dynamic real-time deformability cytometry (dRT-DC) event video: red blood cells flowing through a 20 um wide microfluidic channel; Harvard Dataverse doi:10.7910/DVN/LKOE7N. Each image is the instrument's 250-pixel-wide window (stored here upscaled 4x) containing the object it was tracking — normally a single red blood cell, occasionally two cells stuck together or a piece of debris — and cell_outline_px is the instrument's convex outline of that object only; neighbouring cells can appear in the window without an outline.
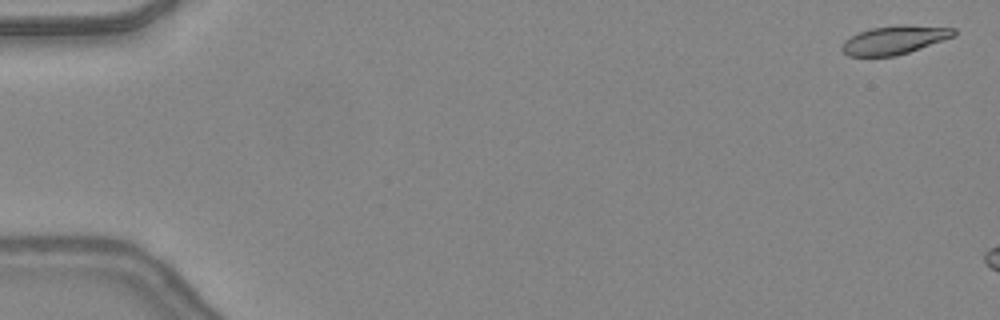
{"species": "common noctule bat (a hibernating species)", "species_latin": "Nyctalus noctula", "temperature_condition": "warm", "stored_images_in_passage": 7, "camera_frame_rate_fps": 3000, "um_per_image_px": 0.085, "animal": {"sex": "female", "body_mass_g": 24.6, "forearm_length_mm": 56.2}, "frame": {"image": 1, "passage_image": 2, "time_ms": 0.333, "image_size_px": [1000, 320], "cell_outline_px": [[956, 36], [896, 56], [848, 56], [840, 48], [844, 40], [860, 32], [872, 28], [904, 24], [956, 28]], "centroid_in_image_um": [76.05, 3.39], "position_along_channel_um": 8.9, "area_um2": 18.55}}